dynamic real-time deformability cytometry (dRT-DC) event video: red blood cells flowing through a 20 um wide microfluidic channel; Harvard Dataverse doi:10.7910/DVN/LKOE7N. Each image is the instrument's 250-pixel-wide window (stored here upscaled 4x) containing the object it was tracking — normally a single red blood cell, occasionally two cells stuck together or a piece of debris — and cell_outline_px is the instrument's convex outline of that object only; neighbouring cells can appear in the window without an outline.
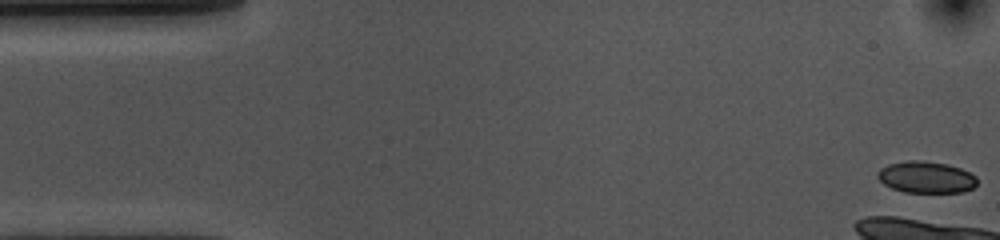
{"species": "common noctule bat (a hibernating species)", "species_latin": "Nyctalus noctula", "temperature_condition": "cold", "stored_images_in_passage": 5, "camera_frame_rate_fps": 3000, "um_per_image_px": 0.085, "animal": {"sex": "female", "body_mass_g": 10.0, "forearm_length_mm": 53.1}, "frame": {"image": 1, "passage_image": 1, "time_ms": 0.0, "image_size_px": [1000, 240], "cell_outline_px": [[976, 184], [972, 188], [964, 192], [904, 192], [892, 188], [884, 184], [876, 176], [876, 172], [880, 168], [888, 164], [908, 160], [920, 160], [948, 164], [960, 168], [976, 176]], "centroid_in_image_um": [78.69, 15.05], "position_along_channel_um": 6.3, "area_um2": 18.38}}